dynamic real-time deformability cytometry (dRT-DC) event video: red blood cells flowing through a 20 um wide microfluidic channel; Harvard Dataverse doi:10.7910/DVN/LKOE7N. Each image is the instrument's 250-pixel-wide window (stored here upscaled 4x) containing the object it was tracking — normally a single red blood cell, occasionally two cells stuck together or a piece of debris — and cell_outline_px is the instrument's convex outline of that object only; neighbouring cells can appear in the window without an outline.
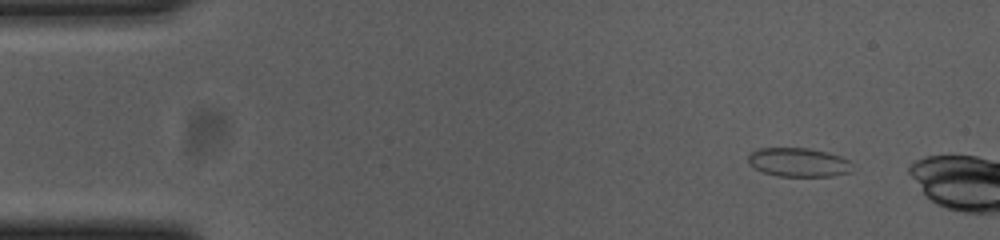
{"species": "common noctule bat (a hibernating species)", "species_latin": "Nyctalus noctula", "temperature_condition": "cold", "stored_images_in_passage": 48, "camera_frame_rate_fps": 3000, "um_per_image_px": 0.085, "animal": {"sex": "female", "body_mass_g": 23.0, "forearm_length_mm": 53.4}, "frame": {"image": 1, "passage_image": 5, "time_ms": 1.333, "image_size_px": [1000, 240], "cell_outline_px": [[852, 172], [832, 176], [776, 176], [764, 172], [748, 164], [748, 156], [752, 152], [760, 148], [808, 148], [828, 152], [840, 156], [848, 160]], "centroid_in_image_um": [67.87, 13.8], "position_along_channel_um": 17.1, "area_um2": 17.46}}
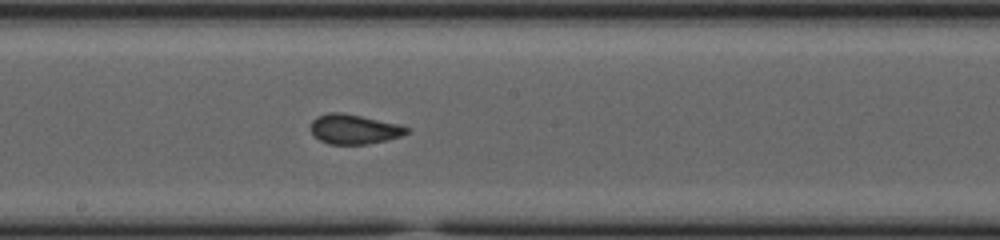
{"frame": {"image": 2, "passage_image": 29, "time_ms": 9.333, "image_size_px": [1000, 240], "cell_outline_px": [[412, 128], [408, 132], [400, 136], [388, 140], [368, 144], [328, 144], [320, 140], [312, 132], [312, 120], [316, 116], [328, 112], [340, 112], [400, 124]], "centroid_in_image_um": [30.13, 10.98], "position_along_channel_um": 218.1, "area_um2": 16.59}}
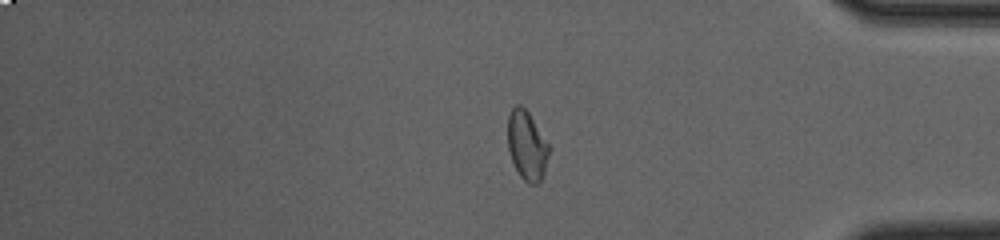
{"frame": {"image": 3, "passage_image": 45, "time_ms": 14.667, "image_size_px": [1000, 240], "cell_outline_px": [[552, 148], [540, 184], [528, 184], [520, 176], [512, 160], [508, 148], [508, 116], [512, 108], [516, 104], [520, 104], [528, 112]], "centroid_in_image_um": [44.82, 12.38], "position_along_channel_um": 390.4, "area_um2": 16.82}}